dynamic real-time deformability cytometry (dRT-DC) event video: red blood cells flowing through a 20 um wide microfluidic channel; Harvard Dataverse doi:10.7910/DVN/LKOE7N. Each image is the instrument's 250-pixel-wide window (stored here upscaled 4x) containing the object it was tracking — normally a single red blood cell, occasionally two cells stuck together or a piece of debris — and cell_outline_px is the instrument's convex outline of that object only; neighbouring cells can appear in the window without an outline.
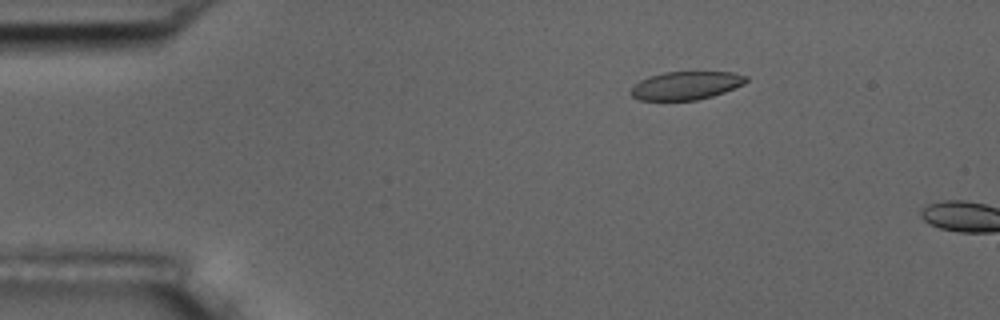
{"species": "common noctule bat (a hibernating species)", "species_latin": "Nyctalus noctula", "temperature_condition": "room temperature", "stored_images_in_passage": 53, "camera_frame_rate_fps": 3000, "um_per_image_px": 0.085, "animal": {"sex": "male", "body_mass_g": 17.5, "forearm_length_mm": 52.3}, "frame": {"image": 1, "passage_image": 9, "time_ms": 2.667, "image_size_px": [1000, 320], "cell_outline_px": [[748, 80], [744, 84], [724, 92], [712, 96], [696, 100], [640, 100], [632, 96], [628, 92], [640, 80], [648, 76], [664, 72], [732, 72], [748, 76]], "centroid_in_image_um": [58.31, 7.26], "position_along_channel_um": 26.7, "area_um2": 18.96}}
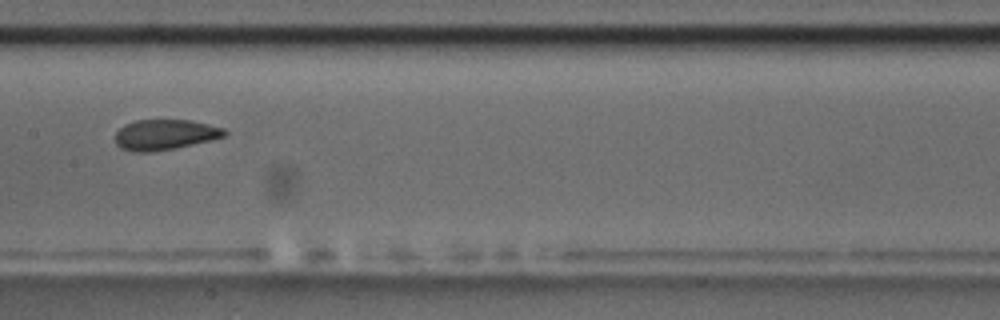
{"frame": {"image": 2, "passage_image": 28, "time_ms": 9.0, "image_size_px": [1000, 320], "cell_outline_px": [[228, 132], [224, 136], [212, 140], [176, 148], [152, 152], [136, 152], [120, 148], [116, 144], [116, 132], [124, 124], [136, 120], [192, 120], [224, 128]], "centroid_in_image_um": [14.02, 11.45], "position_along_channel_um": 193.4, "area_um2": 19.48}}
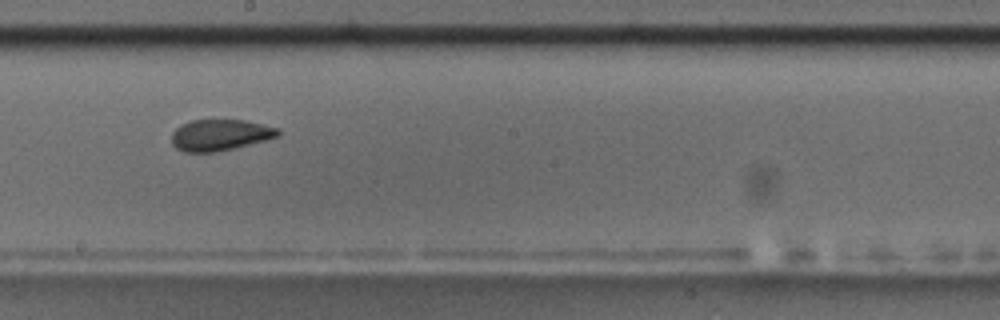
{"frame": {"image": 3, "passage_image": 31, "time_ms": 10.0, "image_size_px": [1000, 320], "cell_outline_px": [[280, 136], [268, 140], [216, 152], [184, 152], [176, 148], [172, 144], [172, 132], [180, 124], [192, 120], [244, 120], [280, 128]], "centroid_in_image_um": [18.72, 11.47], "position_along_channel_um": 229.5, "area_um2": 19.54}}